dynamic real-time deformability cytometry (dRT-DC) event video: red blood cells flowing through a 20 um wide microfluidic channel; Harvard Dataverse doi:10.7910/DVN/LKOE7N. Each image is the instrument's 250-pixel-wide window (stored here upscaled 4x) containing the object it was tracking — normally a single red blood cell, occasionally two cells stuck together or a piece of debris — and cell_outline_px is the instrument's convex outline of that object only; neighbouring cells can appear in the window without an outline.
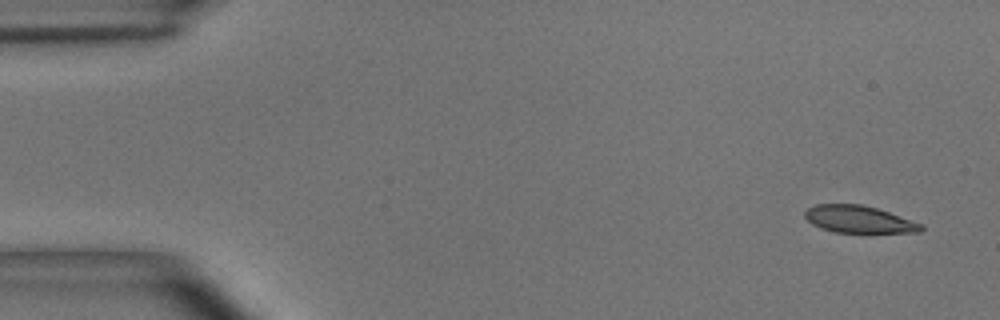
{"species": "common noctule bat (a hibernating species)", "species_latin": "Nyctalus noctula", "temperature_condition": "room temperature", "stored_images_in_passage": 4, "camera_frame_rate_fps": 3000, "um_per_image_px": 0.085, "animal": {"sex": "male", "body_mass_g": 15.6}, "frame": {"image": 1, "passage_image": 1, "time_ms": 0.0, "image_size_px": [1000, 320], "cell_outline_px": [[924, 228], [920, 232], [836, 232], [820, 228], [812, 224], [804, 216], [804, 212], [808, 208], [816, 204], [860, 204], [876, 208], [924, 224]], "centroid_in_image_um": [72.99, 18.64], "position_along_channel_um": 12.0, "area_um2": 18.26}}
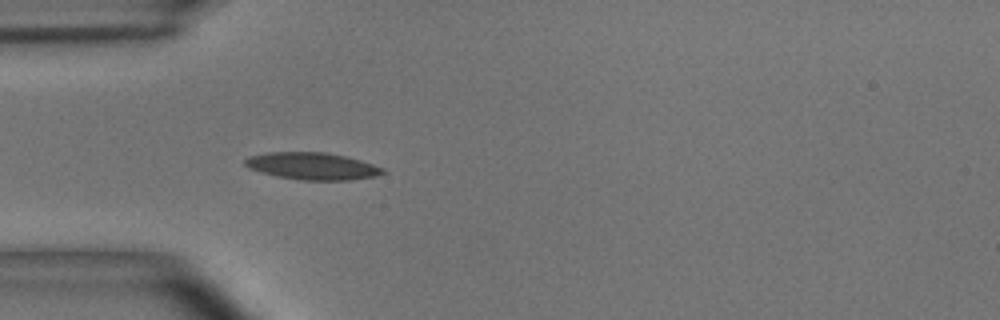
{"frame": {"image": 2, "passage_image": 4, "time_ms": 1.0, "image_size_px": [1000, 320], "cell_outline_px": [[388, 172], [376, 176], [348, 180], [300, 180], [276, 176], [260, 172], [248, 168], [244, 164], [244, 160], [248, 156], [268, 152], [324, 152], [344, 156], [360, 160], [384, 168]], "centroid_in_image_um": [26.53, 14.12], "position_along_channel_um": 58.5, "area_um2": 21.85}}